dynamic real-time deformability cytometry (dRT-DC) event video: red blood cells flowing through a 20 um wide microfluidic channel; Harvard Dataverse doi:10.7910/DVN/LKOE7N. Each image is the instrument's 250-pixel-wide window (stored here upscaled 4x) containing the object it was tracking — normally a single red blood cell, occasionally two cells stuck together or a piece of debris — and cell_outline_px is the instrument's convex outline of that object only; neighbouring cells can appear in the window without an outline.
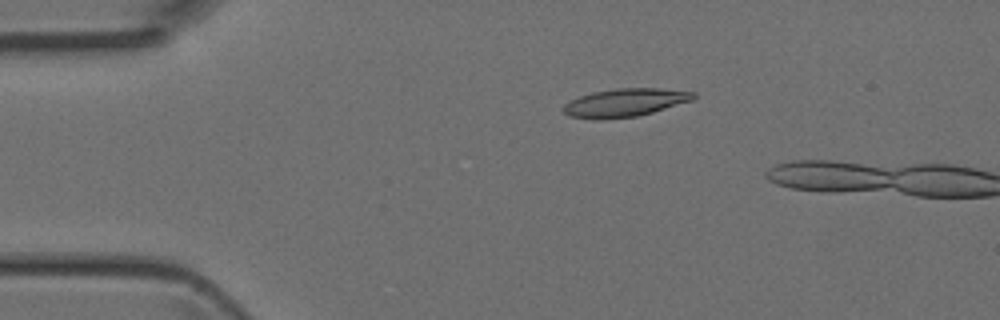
{"species": "Egyptian fruit bat (a non-hibernating species)", "species_latin": "Rousettus aegyptiacus", "temperature_condition": "room temperature", "stored_images_in_passage": 9, "camera_frame_rate_fps": 3000, "um_per_image_px": 0.085, "animal": {"sex": "female"}, "frame": {"image": 1, "passage_image": 4, "time_ms": 1.0, "image_size_px": [1000, 320], "cell_outline_px": [[696, 96], [692, 100], [652, 112], [636, 116], [604, 120], [596, 120], [568, 116], [560, 108], [564, 104], [580, 96], [592, 92], [616, 88], [660, 88], [696, 92]], "centroid_in_image_um": [53.08, 8.73], "position_along_channel_um": 31.9, "area_um2": 21.44}}